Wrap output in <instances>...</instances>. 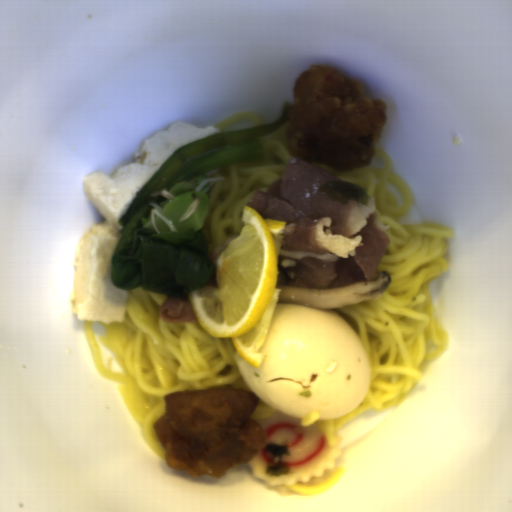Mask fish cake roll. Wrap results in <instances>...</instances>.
Returning <instances> with one entry per match:
<instances>
[{
  "instance_id": "14b837c1",
  "label": "fish cake roll",
  "mask_w": 512,
  "mask_h": 512,
  "mask_svg": "<svg viewBox=\"0 0 512 512\" xmlns=\"http://www.w3.org/2000/svg\"><path fill=\"white\" fill-rule=\"evenodd\" d=\"M302 418L290 417L277 410L262 420L254 421L263 428L266 444L288 445L290 453L280 462L289 468V474L283 476L267 474L270 456L263 448L248 462L253 475L265 479L267 485L294 486L298 482L309 483L313 477L324 476V471L335 467V459L340 458L339 447L331 446L316 425L302 426Z\"/></svg>"
}]
</instances>
